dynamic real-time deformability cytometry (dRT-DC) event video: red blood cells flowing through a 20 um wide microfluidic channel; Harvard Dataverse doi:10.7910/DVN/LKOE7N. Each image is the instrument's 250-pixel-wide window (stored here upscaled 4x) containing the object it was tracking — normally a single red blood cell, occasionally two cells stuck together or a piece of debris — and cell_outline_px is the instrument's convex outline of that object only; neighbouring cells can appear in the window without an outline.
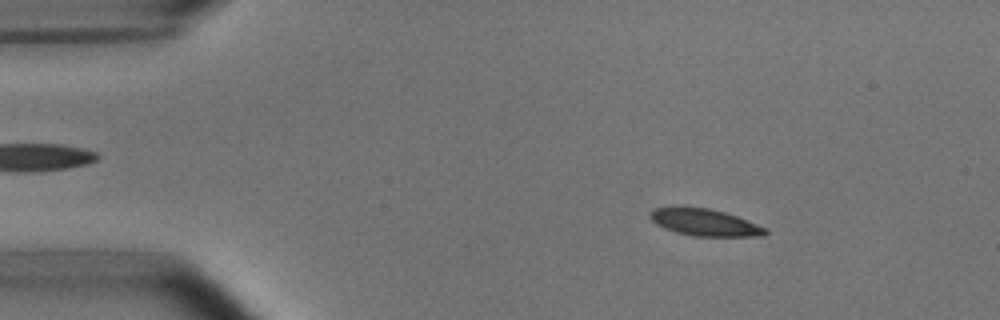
{"species": "common noctule bat (a hibernating species)", "species_latin": "Nyctalus noctula", "temperature_condition": "room temperature", "stored_images_in_passage": 52, "camera_frame_rate_fps": 3000, "um_per_image_px": 0.085, "animal": {"sex": "male", "body_mass_g": 15.6}, "frame": {"image": 1, "passage_image": 7, "time_ms": 2.0, "image_size_px": [1000, 320], "cell_outline_px": [[768, 232], [764, 236], [696, 236], [676, 232], [664, 228], [656, 224], [648, 216], [648, 212], [656, 208], [676, 204], [708, 208], [724, 212], [736, 216], [768, 228]], "centroid_in_image_um": [59.84, 18.87], "position_along_channel_um": 25.2, "area_um2": 18.55}}
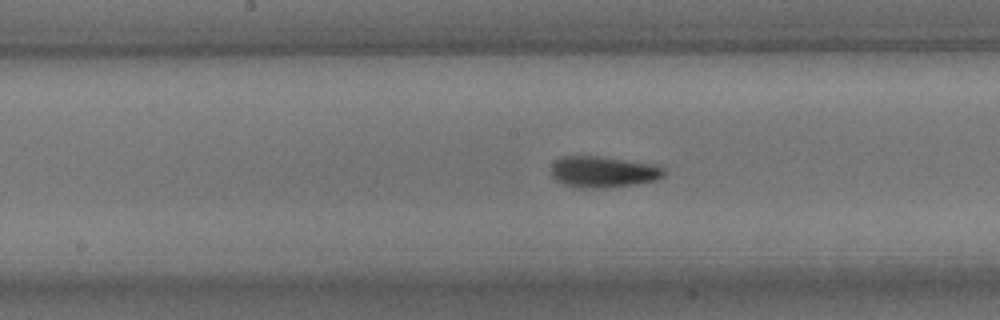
{"frame": {"image": 2, "passage_image": 26, "time_ms": 8.333, "image_size_px": [1000, 320], "cell_outline_px": [[664, 176], [656, 180], [632, 184], [604, 188], [580, 188], [564, 184], [556, 180], [552, 176], [552, 164], [560, 156], [600, 156], [660, 164], [664, 168]], "centroid_in_image_um": [51.3, 14.59], "position_along_channel_um": 196.9, "area_um2": 20.75}}
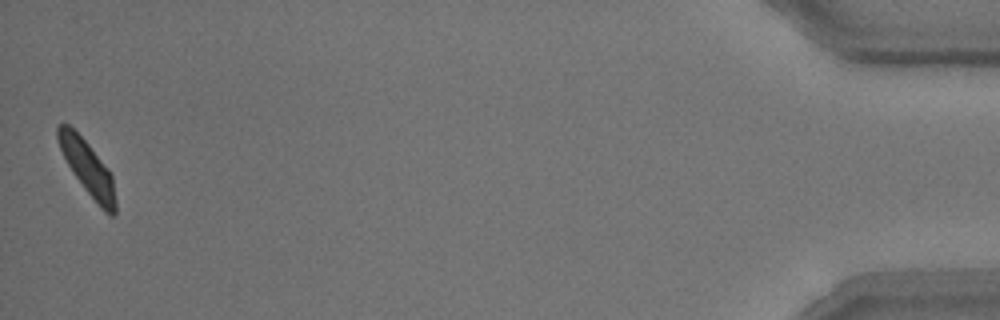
{"frame": {"image": 3, "passage_image": 52, "time_ms": 17.0, "image_size_px": [1000, 320], "cell_outline_px": [[116, 212], [112, 216], [104, 212], [100, 208], [84, 188], [72, 172], [56, 140], [56, 128], [60, 124], [68, 124], [88, 144], [108, 168], [112, 176], [116, 200]], "centroid_in_image_um": [7.45, 14.3], "position_along_channel_um": 427.8, "area_um2": 18.03}, "authors_computed_cell_mechanics": {"area_um2": 18.9006, "velocity_mm_per_s": 3.7179, "shape_relaxation_time_tau1_ms": 3.3352, "shape_relaxation_time_tau2_ms": 2.2536, "deformation_change_tau1": 0.1344, "deformation_change_tau2": 0.0771}}